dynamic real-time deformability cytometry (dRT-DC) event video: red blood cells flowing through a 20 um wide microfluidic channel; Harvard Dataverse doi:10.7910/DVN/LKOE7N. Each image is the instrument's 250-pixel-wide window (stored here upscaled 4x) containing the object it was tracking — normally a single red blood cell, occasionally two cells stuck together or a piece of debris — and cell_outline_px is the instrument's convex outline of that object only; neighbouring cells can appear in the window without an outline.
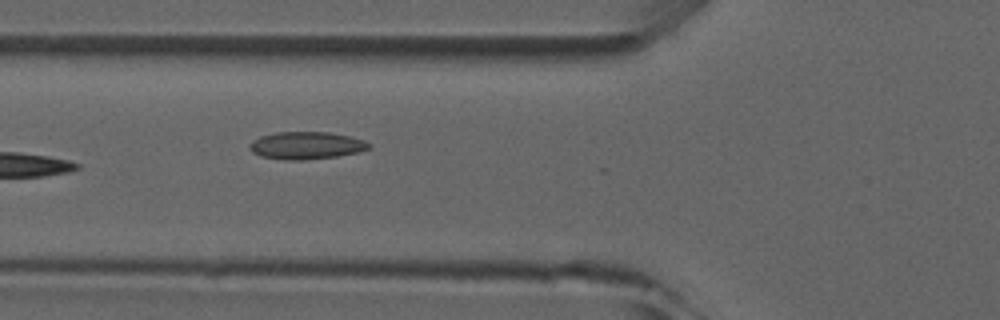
{"species": "common noctule bat (a hibernating species)", "species_latin": "Nyctalus noctula", "temperature_condition": "room temperature", "stored_images_in_passage": 5, "camera_frame_rate_fps": 3000, "um_per_image_px": 0.085, "animal": {"sex": "male", "forearm_length_mm": 52.5}, "frame": {"image": 1, "passage_image": 5, "time_ms": 5.333, "image_size_px": [1000, 320], "cell_outline_px": [[372, 148], [356, 152], [336, 156], [304, 160], [284, 160], [260, 156], [252, 152], [248, 144], [252, 140], [260, 136], [276, 132], [328, 132], [352, 136], [364, 140], [372, 144]], "centroid_in_image_um": [26.03, 12.36], "position_along_channel_um": 99.8, "area_um2": 19.25}}